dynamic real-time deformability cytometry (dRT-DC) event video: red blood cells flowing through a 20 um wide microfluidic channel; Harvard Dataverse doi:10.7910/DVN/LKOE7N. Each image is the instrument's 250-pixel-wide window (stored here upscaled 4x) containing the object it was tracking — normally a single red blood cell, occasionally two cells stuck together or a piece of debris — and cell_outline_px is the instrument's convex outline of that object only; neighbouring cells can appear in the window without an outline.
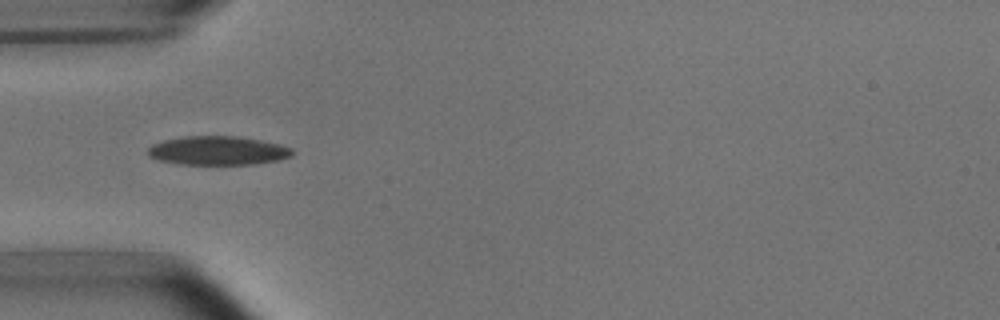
{"species": "common noctule bat (a hibernating species)", "species_latin": "Nyctalus noctula", "temperature_condition": "room temperature", "stored_images_in_passage": 7, "camera_frame_rate_fps": 3000, "um_per_image_px": 0.085, "animal": {"sex": "male", "body_mass_g": 15.6}, "frame": {"image": 1, "passage_image": 5, "time_ms": 4.667, "image_size_px": [1000, 320], "cell_outline_px": [[292, 156], [280, 160], [252, 164], [176, 164], [160, 160], [148, 156], [148, 148], [152, 144], [164, 140], [184, 136], [236, 136], [260, 140], [280, 144], [292, 148]], "centroid_in_image_um": [18.51, 12.8], "position_along_channel_um": 66.5, "area_um2": 24.28}}